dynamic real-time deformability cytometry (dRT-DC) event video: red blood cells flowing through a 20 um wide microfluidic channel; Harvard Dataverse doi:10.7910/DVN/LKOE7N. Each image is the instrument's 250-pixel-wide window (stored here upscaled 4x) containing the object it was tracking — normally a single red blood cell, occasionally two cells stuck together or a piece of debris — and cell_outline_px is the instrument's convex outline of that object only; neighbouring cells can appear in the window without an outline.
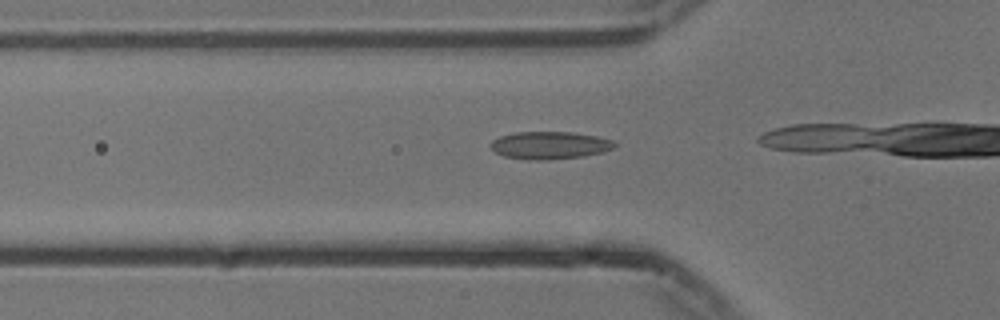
{"species": "common noctule bat (a hibernating species)", "species_latin": "Nyctalus noctula", "temperature_condition": "cold", "stored_images_in_passage": 5, "camera_frame_rate_fps": 3000, "um_per_image_px": 0.085, "animal": {"sex": "male", "body_mass_g": 13.3}, "frame": {"image": 1, "passage_image": 3, "time_ms": 0.667, "image_size_px": [1000, 320], "cell_outline_px": [[616, 144], [612, 148], [604, 152], [584, 156], [548, 160], [528, 160], [504, 156], [496, 152], [488, 144], [492, 140], [500, 136], [516, 132], [572, 132], [596, 136], [612, 140]], "centroid_in_image_um": [46.71, 12.35], "position_along_channel_um": 79.1, "area_um2": 19.94}}